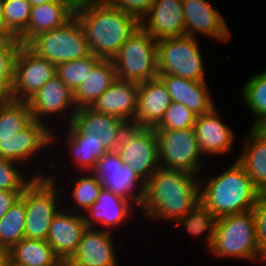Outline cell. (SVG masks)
<instances>
[{
    "label": "cell",
    "instance_id": "1",
    "mask_svg": "<svg viewBox=\"0 0 266 266\" xmlns=\"http://www.w3.org/2000/svg\"><path fill=\"white\" fill-rule=\"evenodd\" d=\"M197 175L159 168L146 182L144 201L139 209L143 217L175 223L200 201Z\"/></svg>",
    "mask_w": 266,
    "mask_h": 266
},
{
    "label": "cell",
    "instance_id": "2",
    "mask_svg": "<svg viewBox=\"0 0 266 266\" xmlns=\"http://www.w3.org/2000/svg\"><path fill=\"white\" fill-rule=\"evenodd\" d=\"M74 16L81 24L92 54L112 60L121 46L140 27L131 14L98 0L75 8Z\"/></svg>",
    "mask_w": 266,
    "mask_h": 266
},
{
    "label": "cell",
    "instance_id": "3",
    "mask_svg": "<svg viewBox=\"0 0 266 266\" xmlns=\"http://www.w3.org/2000/svg\"><path fill=\"white\" fill-rule=\"evenodd\" d=\"M260 195L237 161L223 173L207 179V183L200 184V200L216 218L253 210Z\"/></svg>",
    "mask_w": 266,
    "mask_h": 266
},
{
    "label": "cell",
    "instance_id": "4",
    "mask_svg": "<svg viewBox=\"0 0 266 266\" xmlns=\"http://www.w3.org/2000/svg\"><path fill=\"white\" fill-rule=\"evenodd\" d=\"M209 252L218 258H237L260 261L266 257L260 252L256 239V223L252 210L230 214L216 219Z\"/></svg>",
    "mask_w": 266,
    "mask_h": 266
},
{
    "label": "cell",
    "instance_id": "5",
    "mask_svg": "<svg viewBox=\"0 0 266 266\" xmlns=\"http://www.w3.org/2000/svg\"><path fill=\"white\" fill-rule=\"evenodd\" d=\"M53 175L34 178L21 193L25 204V238L46 241L54 216L61 210L58 195L64 193ZM59 188V189H58Z\"/></svg>",
    "mask_w": 266,
    "mask_h": 266
},
{
    "label": "cell",
    "instance_id": "6",
    "mask_svg": "<svg viewBox=\"0 0 266 266\" xmlns=\"http://www.w3.org/2000/svg\"><path fill=\"white\" fill-rule=\"evenodd\" d=\"M157 43L149 33L138 27L112 59L117 79L140 84L157 78Z\"/></svg>",
    "mask_w": 266,
    "mask_h": 266
},
{
    "label": "cell",
    "instance_id": "7",
    "mask_svg": "<svg viewBox=\"0 0 266 266\" xmlns=\"http://www.w3.org/2000/svg\"><path fill=\"white\" fill-rule=\"evenodd\" d=\"M26 46L55 65L91 54L82 26L75 16L59 28L36 35Z\"/></svg>",
    "mask_w": 266,
    "mask_h": 266
},
{
    "label": "cell",
    "instance_id": "8",
    "mask_svg": "<svg viewBox=\"0 0 266 266\" xmlns=\"http://www.w3.org/2000/svg\"><path fill=\"white\" fill-rule=\"evenodd\" d=\"M198 39L189 36L161 39L157 43L158 74L206 81L204 58Z\"/></svg>",
    "mask_w": 266,
    "mask_h": 266
},
{
    "label": "cell",
    "instance_id": "9",
    "mask_svg": "<svg viewBox=\"0 0 266 266\" xmlns=\"http://www.w3.org/2000/svg\"><path fill=\"white\" fill-rule=\"evenodd\" d=\"M124 164L146 182L159 168L158 138L154 128L129 125L116 149Z\"/></svg>",
    "mask_w": 266,
    "mask_h": 266
},
{
    "label": "cell",
    "instance_id": "10",
    "mask_svg": "<svg viewBox=\"0 0 266 266\" xmlns=\"http://www.w3.org/2000/svg\"><path fill=\"white\" fill-rule=\"evenodd\" d=\"M155 131L158 138L160 167L184 170L197 175L202 166L203 154L200 151L194 127Z\"/></svg>",
    "mask_w": 266,
    "mask_h": 266
},
{
    "label": "cell",
    "instance_id": "11",
    "mask_svg": "<svg viewBox=\"0 0 266 266\" xmlns=\"http://www.w3.org/2000/svg\"><path fill=\"white\" fill-rule=\"evenodd\" d=\"M91 172L97 176L103 189L130 201L137 209L142 205L145 182L136 175L128 164L121 161L116 150L107 151L97 160L96 166Z\"/></svg>",
    "mask_w": 266,
    "mask_h": 266
},
{
    "label": "cell",
    "instance_id": "12",
    "mask_svg": "<svg viewBox=\"0 0 266 266\" xmlns=\"http://www.w3.org/2000/svg\"><path fill=\"white\" fill-rule=\"evenodd\" d=\"M56 74L54 63L22 45L15 59L12 100L27 101Z\"/></svg>",
    "mask_w": 266,
    "mask_h": 266
},
{
    "label": "cell",
    "instance_id": "13",
    "mask_svg": "<svg viewBox=\"0 0 266 266\" xmlns=\"http://www.w3.org/2000/svg\"><path fill=\"white\" fill-rule=\"evenodd\" d=\"M70 125L83 138H92L107 151H114L130 124L117 116L96 113L89 107H83L74 113Z\"/></svg>",
    "mask_w": 266,
    "mask_h": 266
},
{
    "label": "cell",
    "instance_id": "14",
    "mask_svg": "<svg viewBox=\"0 0 266 266\" xmlns=\"http://www.w3.org/2000/svg\"><path fill=\"white\" fill-rule=\"evenodd\" d=\"M47 125L49 126L48 123L32 120L13 139L0 140V157L26 167L27 161L30 162L32 157L43 151L41 149H46L55 141L56 137Z\"/></svg>",
    "mask_w": 266,
    "mask_h": 266
},
{
    "label": "cell",
    "instance_id": "15",
    "mask_svg": "<svg viewBox=\"0 0 266 266\" xmlns=\"http://www.w3.org/2000/svg\"><path fill=\"white\" fill-rule=\"evenodd\" d=\"M183 10L185 36L197 38V34H201L221 42L231 39L224 17L208 1L183 0Z\"/></svg>",
    "mask_w": 266,
    "mask_h": 266
},
{
    "label": "cell",
    "instance_id": "16",
    "mask_svg": "<svg viewBox=\"0 0 266 266\" xmlns=\"http://www.w3.org/2000/svg\"><path fill=\"white\" fill-rule=\"evenodd\" d=\"M27 102L32 119L39 122H43L45 116L51 115L50 117H52V114L53 116L58 114L60 118L65 114L69 116L66 121L68 120L67 122L70 124L72 116L77 111L74 93L57 76L42 86Z\"/></svg>",
    "mask_w": 266,
    "mask_h": 266
},
{
    "label": "cell",
    "instance_id": "17",
    "mask_svg": "<svg viewBox=\"0 0 266 266\" xmlns=\"http://www.w3.org/2000/svg\"><path fill=\"white\" fill-rule=\"evenodd\" d=\"M183 11V0H156L139 24L156 41L185 36Z\"/></svg>",
    "mask_w": 266,
    "mask_h": 266
},
{
    "label": "cell",
    "instance_id": "18",
    "mask_svg": "<svg viewBox=\"0 0 266 266\" xmlns=\"http://www.w3.org/2000/svg\"><path fill=\"white\" fill-rule=\"evenodd\" d=\"M86 229L82 212L69 213L61 208L52 220L46 241L58 258L72 257Z\"/></svg>",
    "mask_w": 266,
    "mask_h": 266
},
{
    "label": "cell",
    "instance_id": "19",
    "mask_svg": "<svg viewBox=\"0 0 266 266\" xmlns=\"http://www.w3.org/2000/svg\"><path fill=\"white\" fill-rule=\"evenodd\" d=\"M138 102V84L116 79L89 107L96 113L117 116L130 125L135 120Z\"/></svg>",
    "mask_w": 266,
    "mask_h": 266
},
{
    "label": "cell",
    "instance_id": "20",
    "mask_svg": "<svg viewBox=\"0 0 266 266\" xmlns=\"http://www.w3.org/2000/svg\"><path fill=\"white\" fill-rule=\"evenodd\" d=\"M194 129L204 157L224 155L232 151L234 132L221 120L216 108L209 113L197 116Z\"/></svg>",
    "mask_w": 266,
    "mask_h": 266
},
{
    "label": "cell",
    "instance_id": "21",
    "mask_svg": "<svg viewBox=\"0 0 266 266\" xmlns=\"http://www.w3.org/2000/svg\"><path fill=\"white\" fill-rule=\"evenodd\" d=\"M171 103L172 98L158 77L138 84L137 113L132 125L155 128Z\"/></svg>",
    "mask_w": 266,
    "mask_h": 266
},
{
    "label": "cell",
    "instance_id": "22",
    "mask_svg": "<svg viewBox=\"0 0 266 266\" xmlns=\"http://www.w3.org/2000/svg\"><path fill=\"white\" fill-rule=\"evenodd\" d=\"M133 207L135 208L130 201L102 189L96 202L83 213V217L89 228H95L99 224L103 225V230L114 232L112 229L123 225L132 217Z\"/></svg>",
    "mask_w": 266,
    "mask_h": 266
},
{
    "label": "cell",
    "instance_id": "23",
    "mask_svg": "<svg viewBox=\"0 0 266 266\" xmlns=\"http://www.w3.org/2000/svg\"><path fill=\"white\" fill-rule=\"evenodd\" d=\"M172 101L181 103L197 116L211 112L215 106L207 81H193L169 74H158Z\"/></svg>",
    "mask_w": 266,
    "mask_h": 266
},
{
    "label": "cell",
    "instance_id": "24",
    "mask_svg": "<svg viewBox=\"0 0 266 266\" xmlns=\"http://www.w3.org/2000/svg\"><path fill=\"white\" fill-rule=\"evenodd\" d=\"M112 233L87 227L72 257L85 266H118Z\"/></svg>",
    "mask_w": 266,
    "mask_h": 266
},
{
    "label": "cell",
    "instance_id": "25",
    "mask_svg": "<svg viewBox=\"0 0 266 266\" xmlns=\"http://www.w3.org/2000/svg\"><path fill=\"white\" fill-rule=\"evenodd\" d=\"M74 12L75 8L66 0L32 6L28 26L17 38L26 45L36 35L65 25Z\"/></svg>",
    "mask_w": 266,
    "mask_h": 266
},
{
    "label": "cell",
    "instance_id": "26",
    "mask_svg": "<svg viewBox=\"0 0 266 266\" xmlns=\"http://www.w3.org/2000/svg\"><path fill=\"white\" fill-rule=\"evenodd\" d=\"M237 162L244 168L254 186L266 194V133L260 127H251Z\"/></svg>",
    "mask_w": 266,
    "mask_h": 266
},
{
    "label": "cell",
    "instance_id": "27",
    "mask_svg": "<svg viewBox=\"0 0 266 266\" xmlns=\"http://www.w3.org/2000/svg\"><path fill=\"white\" fill-rule=\"evenodd\" d=\"M117 79L112 60L101 59L91 70L86 80L74 92L77 109L90 107Z\"/></svg>",
    "mask_w": 266,
    "mask_h": 266
},
{
    "label": "cell",
    "instance_id": "28",
    "mask_svg": "<svg viewBox=\"0 0 266 266\" xmlns=\"http://www.w3.org/2000/svg\"><path fill=\"white\" fill-rule=\"evenodd\" d=\"M57 258L47 241L24 237L6 253V266H42Z\"/></svg>",
    "mask_w": 266,
    "mask_h": 266
},
{
    "label": "cell",
    "instance_id": "29",
    "mask_svg": "<svg viewBox=\"0 0 266 266\" xmlns=\"http://www.w3.org/2000/svg\"><path fill=\"white\" fill-rule=\"evenodd\" d=\"M68 126L67 142L72 160L78 170L91 172L107 150L92 138H83L70 124Z\"/></svg>",
    "mask_w": 266,
    "mask_h": 266
},
{
    "label": "cell",
    "instance_id": "30",
    "mask_svg": "<svg viewBox=\"0 0 266 266\" xmlns=\"http://www.w3.org/2000/svg\"><path fill=\"white\" fill-rule=\"evenodd\" d=\"M32 120L27 101H0V140L13 139Z\"/></svg>",
    "mask_w": 266,
    "mask_h": 266
},
{
    "label": "cell",
    "instance_id": "31",
    "mask_svg": "<svg viewBox=\"0 0 266 266\" xmlns=\"http://www.w3.org/2000/svg\"><path fill=\"white\" fill-rule=\"evenodd\" d=\"M25 204L20 198L0 219V248L7 253L25 237Z\"/></svg>",
    "mask_w": 266,
    "mask_h": 266
},
{
    "label": "cell",
    "instance_id": "32",
    "mask_svg": "<svg viewBox=\"0 0 266 266\" xmlns=\"http://www.w3.org/2000/svg\"><path fill=\"white\" fill-rule=\"evenodd\" d=\"M241 95L255 118L252 127L262 126L266 122V70L257 72L248 79Z\"/></svg>",
    "mask_w": 266,
    "mask_h": 266
},
{
    "label": "cell",
    "instance_id": "33",
    "mask_svg": "<svg viewBox=\"0 0 266 266\" xmlns=\"http://www.w3.org/2000/svg\"><path fill=\"white\" fill-rule=\"evenodd\" d=\"M216 217L208 207L200 200L189 212L177 220L173 225L181 226L184 230L194 237H199L206 233V247L210 249L212 245ZM207 231V232H206Z\"/></svg>",
    "mask_w": 266,
    "mask_h": 266
},
{
    "label": "cell",
    "instance_id": "34",
    "mask_svg": "<svg viewBox=\"0 0 266 266\" xmlns=\"http://www.w3.org/2000/svg\"><path fill=\"white\" fill-rule=\"evenodd\" d=\"M21 46L17 37L0 38V101L12 99L15 59Z\"/></svg>",
    "mask_w": 266,
    "mask_h": 266
},
{
    "label": "cell",
    "instance_id": "35",
    "mask_svg": "<svg viewBox=\"0 0 266 266\" xmlns=\"http://www.w3.org/2000/svg\"><path fill=\"white\" fill-rule=\"evenodd\" d=\"M100 60L91 53L81 59L63 62L56 65V76L74 93Z\"/></svg>",
    "mask_w": 266,
    "mask_h": 266
},
{
    "label": "cell",
    "instance_id": "36",
    "mask_svg": "<svg viewBox=\"0 0 266 266\" xmlns=\"http://www.w3.org/2000/svg\"><path fill=\"white\" fill-rule=\"evenodd\" d=\"M76 180L73 187L72 192L70 194V198L74 203V207L71 209L73 212L80 211L86 212L87 209L92 206L97 198L99 197L103 187L101 183L98 181L97 176L92 172L81 177H77V179L70 178L69 182Z\"/></svg>",
    "mask_w": 266,
    "mask_h": 266
},
{
    "label": "cell",
    "instance_id": "37",
    "mask_svg": "<svg viewBox=\"0 0 266 266\" xmlns=\"http://www.w3.org/2000/svg\"><path fill=\"white\" fill-rule=\"evenodd\" d=\"M31 7L28 0H4V25L14 37H18L27 28Z\"/></svg>",
    "mask_w": 266,
    "mask_h": 266
},
{
    "label": "cell",
    "instance_id": "38",
    "mask_svg": "<svg viewBox=\"0 0 266 266\" xmlns=\"http://www.w3.org/2000/svg\"><path fill=\"white\" fill-rule=\"evenodd\" d=\"M20 169H18L19 167ZM17 162L0 157V190H25L34 178L45 177L42 173H35L31 178L22 171L24 166ZM30 178V179H28Z\"/></svg>",
    "mask_w": 266,
    "mask_h": 266
},
{
    "label": "cell",
    "instance_id": "39",
    "mask_svg": "<svg viewBox=\"0 0 266 266\" xmlns=\"http://www.w3.org/2000/svg\"><path fill=\"white\" fill-rule=\"evenodd\" d=\"M197 115L181 103L170 104L155 130H181L194 127Z\"/></svg>",
    "mask_w": 266,
    "mask_h": 266
},
{
    "label": "cell",
    "instance_id": "40",
    "mask_svg": "<svg viewBox=\"0 0 266 266\" xmlns=\"http://www.w3.org/2000/svg\"><path fill=\"white\" fill-rule=\"evenodd\" d=\"M256 223V239L260 252L266 257V194H261L252 210Z\"/></svg>",
    "mask_w": 266,
    "mask_h": 266
},
{
    "label": "cell",
    "instance_id": "41",
    "mask_svg": "<svg viewBox=\"0 0 266 266\" xmlns=\"http://www.w3.org/2000/svg\"><path fill=\"white\" fill-rule=\"evenodd\" d=\"M111 7L133 15L139 22L156 0H105Z\"/></svg>",
    "mask_w": 266,
    "mask_h": 266
},
{
    "label": "cell",
    "instance_id": "42",
    "mask_svg": "<svg viewBox=\"0 0 266 266\" xmlns=\"http://www.w3.org/2000/svg\"><path fill=\"white\" fill-rule=\"evenodd\" d=\"M24 190H0V219L10 207L20 198Z\"/></svg>",
    "mask_w": 266,
    "mask_h": 266
},
{
    "label": "cell",
    "instance_id": "43",
    "mask_svg": "<svg viewBox=\"0 0 266 266\" xmlns=\"http://www.w3.org/2000/svg\"><path fill=\"white\" fill-rule=\"evenodd\" d=\"M3 2L4 0H0V38H10L14 37L6 28L4 25L3 20Z\"/></svg>",
    "mask_w": 266,
    "mask_h": 266
},
{
    "label": "cell",
    "instance_id": "44",
    "mask_svg": "<svg viewBox=\"0 0 266 266\" xmlns=\"http://www.w3.org/2000/svg\"><path fill=\"white\" fill-rule=\"evenodd\" d=\"M59 266H85L79 263L73 257H61L59 258Z\"/></svg>",
    "mask_w": 266,
    "mask_h": 266
},
{
    "label": "cell",
    "instance_id": "45",
    "mask_svg": "<svg viewBox=\"0 0 266 266\" xmlns=\"http://www.w3.org/2000/svg\"><path fill=\"white\" fill-rule=\"evenodd\" d=\"M66 1H68L74 8H76L98 0H66Z\"/></svg>",
    "mask_w": 266,
    "mask_h": 266
},
{
    "label": "cell",
    "instance_id": "46",
    "mask_svg": "<svg viewBox=\"0 0 266 266\" xmlns=\"http://www.w3.org/2000/svg\"><path fill=\"white\" fill-rule=\"evenodd\" d=\"M31 6L41 5L43 3L57 1V0H28Z\"/></svg>",
    "mask_w": 266,
    "mask_h": 266
},
{
    "label": "cell",
    "instance_id": "47",
    "mask_svg": "<svg viewBox=\"0 0 266 266\" xmlns=\"http://www.w3.org/2000/svg\"><path fill=\"white\" fill-rule=\"evenodd\" d=\"M0 266H6V253L0 248Z\"/></svg>",
    "mask_w": 266,
    "mask_h": 266
},
{
    "label": "cell",
    "instance_id": "48",
    "mask_svg": "<svg viewBox=\"0 0 266 266\" xmlns=\"http://www.w3.org/2000/svg\"><path fill=\"white\" fill-rule=\"evenodd\" d=\"M42 266H59V258H57L53 263L42 265Z\"/></svg>",
    "mask_w": 266,
    "mask_h": 266
},
{
    "label": "cell",
    "instance_id": "49",
    "mask_svg": "<svg viewBox=\"0 0 266 266\" xmlns=\"http://www.w3.org/2000/svg\"><path fill=\"white\" fill-rule=\"evenodd\" d=\"M260 128L266 133V122Z\"/></svg>",
    "mask_w": 266,
    "mask_h": 266
}]
</instances>
